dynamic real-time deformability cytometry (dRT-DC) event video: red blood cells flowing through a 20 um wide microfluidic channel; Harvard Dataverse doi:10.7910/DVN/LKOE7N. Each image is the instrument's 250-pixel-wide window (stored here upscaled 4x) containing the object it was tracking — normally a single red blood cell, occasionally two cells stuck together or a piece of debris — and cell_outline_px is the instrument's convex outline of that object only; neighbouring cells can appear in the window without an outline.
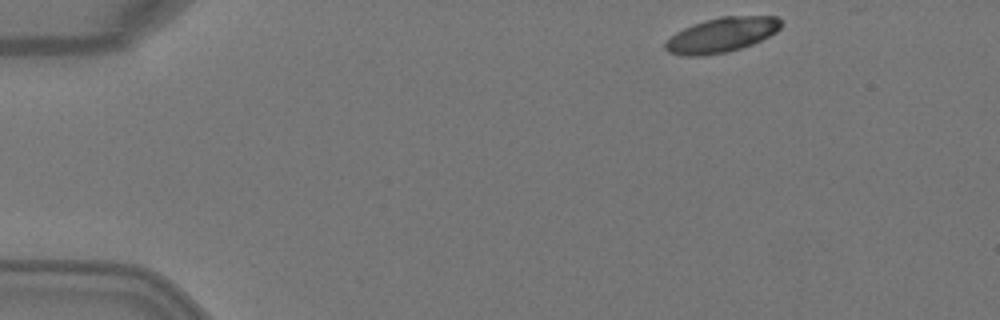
{"species": "Egyptian fruit bat (a non-hibernating species)", "species_latin": "Rousettus aegyptiacus", "temperature_condition": "warm", "stored_images_in_passage": 3, "camera_frame_rate_fps": 3000, "um_per_image_px": 0.085, "animal": {"sex": "female"}, "frame": {"image": 1, "passage_image": 1, "time_ms": 0.0, "image_size_px": [1000, 320], "cell_outline_px": [[780, 28], [776, 32], [752, 44], [728, 52], [704, 56], [684, 56], [668, 52], [664, 48], [664, 44], [676, 32], [684, 28], [720, 16], [776, 16], [780, 20]], "centroid_in_image_um": [61.33, 2.98], "position_along_channel_um": 23.7, "area_um2": 23.18}}